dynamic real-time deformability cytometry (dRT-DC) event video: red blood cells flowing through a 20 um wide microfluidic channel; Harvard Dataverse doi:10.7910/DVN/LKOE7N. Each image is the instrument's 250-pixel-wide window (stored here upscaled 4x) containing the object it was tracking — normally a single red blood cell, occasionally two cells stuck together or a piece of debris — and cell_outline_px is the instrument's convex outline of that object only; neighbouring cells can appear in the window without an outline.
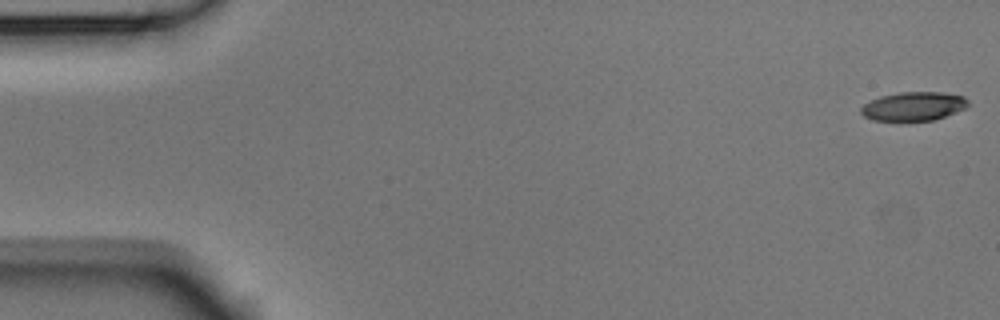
{"species": "Egyptian fruit bat (a non-hibernating species)", "species_latin": "Rousettus aegyptiacus", "temperature_condition": "room temperature", "stored_images_in_passage": 9, "camera_frame_rate_fps": 3000, "um_per_image_px": 0.085, "animal": {"sex": "male"}, "frame": {"image": 1, "passage_image": 1, "time_ms": 0.0, "image_size_px": [1000, 320], "cell_outline_px": [[968, 104], [964, 108], [956, 112], [932, 120], [900, 124], [872, 120], [864, 116], [860, 112], [860, 108], [864, 104], [880, 96], [900, 92], [944, 92], [964, 96], [968, 100]], "centroid_in_image_um": [77.6, 9.08], "position_along_channel_um": 7.4, "area_um2": 18.67}}